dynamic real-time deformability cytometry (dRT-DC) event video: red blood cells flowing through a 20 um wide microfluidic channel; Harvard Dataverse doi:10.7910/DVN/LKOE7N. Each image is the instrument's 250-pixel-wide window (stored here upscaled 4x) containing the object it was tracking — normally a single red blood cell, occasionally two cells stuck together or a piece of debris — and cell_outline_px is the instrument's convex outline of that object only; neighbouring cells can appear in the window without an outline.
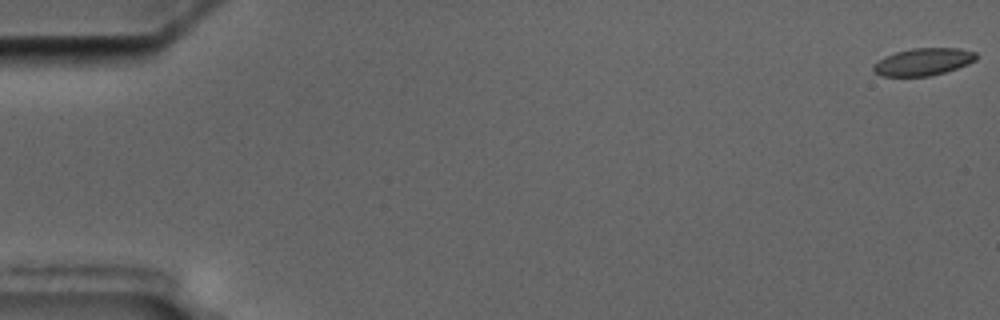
{"species": "common noctule bat (a hibernating species)", "species_latin": "Nyctalus noctula", "temperature_condition": "cold", "stored_images_in_passage": 13, "camera_frame_rate_fps": 3000, "um_per_image_px": 0.085, "animal": {"sex": "male", "body_mass_g": 17.5, "forearm_length_mm": 52.3}, "frame": {"image": 1, "passage_image": 1, "time_ms": 0.0, "image_size_px": [1000, 320], "cell_outline_px": [[976, 60], [968, 64], [944, 72], [928, 76], [880, 76], [872, 72], [872, 64], [884, 56], [896, 52], [912, 48], [960, 48], [976, 52]], "centroid_in_image_um": [78.42, 5.25], "position_along_channel_um": 6.6, "area_um2": 16.47}}